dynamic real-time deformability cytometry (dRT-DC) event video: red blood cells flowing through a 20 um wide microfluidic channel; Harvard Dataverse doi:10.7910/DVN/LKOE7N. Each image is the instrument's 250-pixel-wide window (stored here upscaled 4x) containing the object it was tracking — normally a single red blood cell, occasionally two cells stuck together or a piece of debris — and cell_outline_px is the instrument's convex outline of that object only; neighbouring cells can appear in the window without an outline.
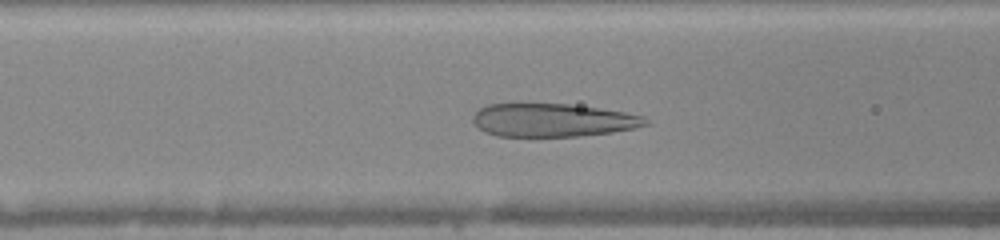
{"species": "human", "species_latin": "Homo sapiens", "temperature_condition": "warm", "stored_images_in_passage": 30, "camera_frame_rate_fps": 3000, "um_per_image_px": 0.085, "donor": {"sex": "female"}, "frame": {"image": 1, "passage_image": 7, "time_ms": 2.0, "image_size_px": [1000, 240], "cell_outline_px": [[648, 124], [636, 128], [612, 132], [580, 136], [496, 136], [484, 132], [472, 120], [472, 116], [480, 108], [488, 104], [568, 104], [624, 112], [644, 116], [648, 120]], "centroid_in_image_um": [46.98, 10.22], "position_along_channel_um": 119.6, "area_um2": 33.23}}
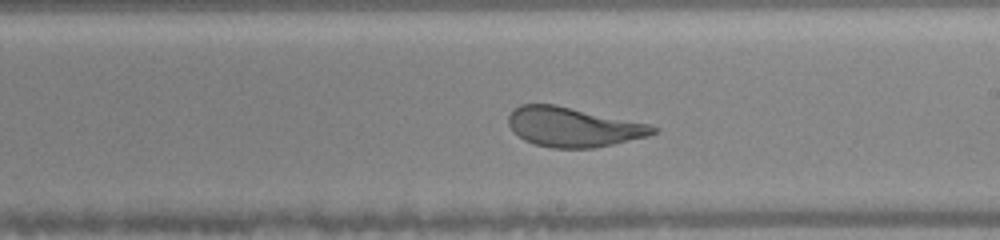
{"frame": {"image": 2, "passage_image": 16, "time_ms": 5.0, "image_size_px": [1000, 240], "cell_outline_px": [[660, 128], [656, 132], [648, 136], [596, 148], [552, 148], [536, 144], [524, 140], [508, 124], [508, 116], [520, 104], [556, 104], [652, 124]], "centroid_in_image_um": [48.78, 10.79], "position_along_channel_um": 240.2, "area_um2": 33.41}}
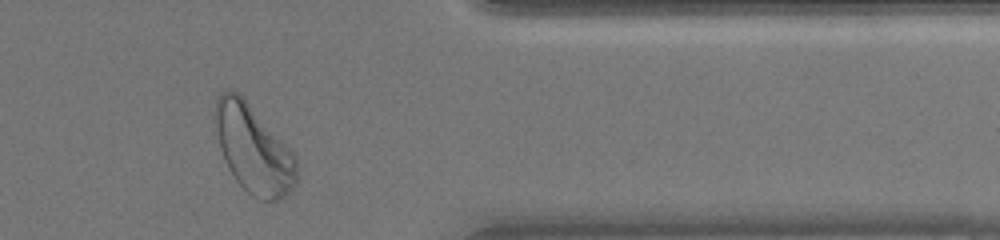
{"frame": {"image": 3, "passage_image": 28, "time_ms": 9.0, "image_size_px": [1000, 240], "cell_outline_px": [[300, 180], [280, 200], [260, 200], [252, 196], [236, 180], [228, 168], [224, 160], [220, 148], [212, 120], [212, 112], [216, 100], [220, 92], [236, 92], [248, 104], [296, 156], [300, 176]], "centroid_in_image_um": [21.53, 12.72], "position_along_channel_um": 389.9, "area_um2": 41.67}, "authors_computed_cell_mechanics": {"area_um2": 34.5644, "velocity_mm_per_s": 4.0205, "shape_relaxation_time_tau1_ms": 5.713, "shape_relaxation_time_tau2_ms": null, "deformation_change_tau1": 0.1879, "deformation_change_tau2": null}}